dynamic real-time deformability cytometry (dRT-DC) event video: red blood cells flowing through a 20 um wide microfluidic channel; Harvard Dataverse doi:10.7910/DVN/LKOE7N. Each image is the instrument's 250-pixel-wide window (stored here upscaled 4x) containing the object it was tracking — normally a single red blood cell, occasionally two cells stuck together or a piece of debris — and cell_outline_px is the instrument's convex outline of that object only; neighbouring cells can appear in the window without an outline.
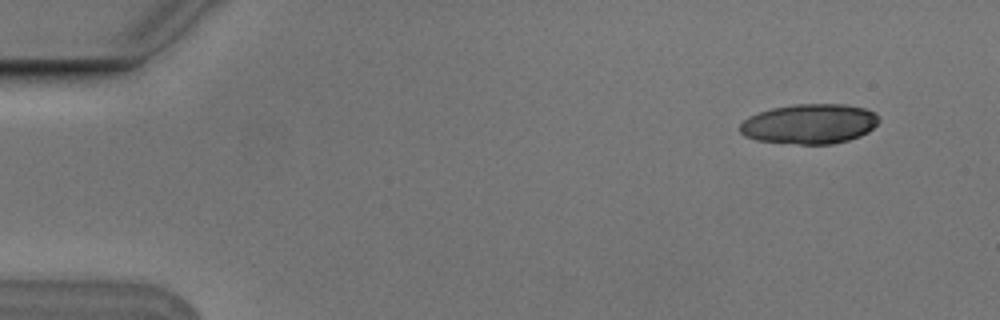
{"species": "Egyptian fruit bat (a non-hibernating species)", "species_latin": "Rousettus aegyptiacus", "temperature_condition": "cold", "stored_images_in_passage": 4, "camera_frame_rate_fps": 3000, "um_per_image_px": 0.085, "animal": {"sex": "male"}, "frame": {"image": 1, "passage_image": 1, "time_ms": 0.0, "image_size_px": [1000, 320], "cell_outline_px": [[880, 120], [868, 132], [860, 136], [848, 140], [832, 144], [800, 144], [756, 140], [744, 136], [740, 132], [740, 124], [748, 116], [772, 108], [796, 104], [848, 104], [864, 108], [876, 112]], "centroid_in_image_um": [68.83, 10.52], "position_along_channel_um": 16.2, "area_um2": 32.37}}